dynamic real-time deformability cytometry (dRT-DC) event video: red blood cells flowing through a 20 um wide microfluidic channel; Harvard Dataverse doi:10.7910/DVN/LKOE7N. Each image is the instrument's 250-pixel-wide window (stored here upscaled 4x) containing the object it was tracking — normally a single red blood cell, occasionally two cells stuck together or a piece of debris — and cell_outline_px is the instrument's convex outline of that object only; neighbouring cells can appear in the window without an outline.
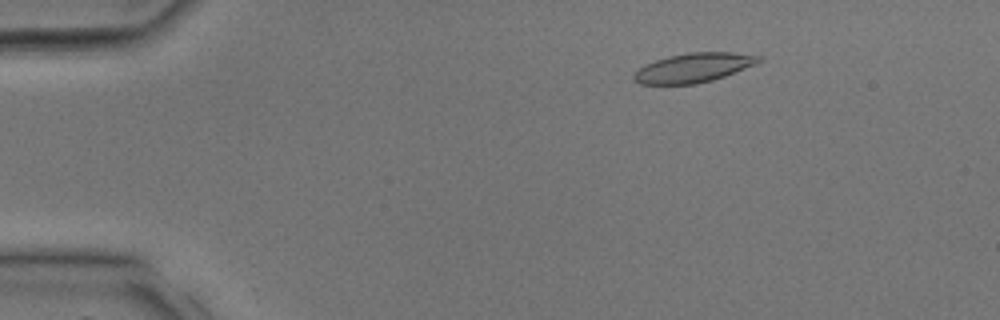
{"species": "common noctule bat (a hibernating species)", "species_latin": "Nyctalus noctula", "temperature_condition": "room temperature", "stored_images_in_passage": 3, "camera_frame_rate_fps": 3000, "um_per_image_px": 0.085, "animal": {"sex": "male", "body_mass_g": 17.9, "forearm_length_mm": 54.2}, "frame": {"image": 1, "passage_image": 2, "time_ms": 0.333, "image_size_px": [1000, 320], "cell_outline_px": [[764, 60], [756, 64], [724, 76], [712, 80], [696, 84], [640, 84], [632, 80], [632, 76], [644, 64], [668, 56], [688, 52], [732, 52], [764, 56]], "centroid_in_image_um": [58.97, 5.75], "position_along_channel_um": 26.0, "area_um2": 21.44}}